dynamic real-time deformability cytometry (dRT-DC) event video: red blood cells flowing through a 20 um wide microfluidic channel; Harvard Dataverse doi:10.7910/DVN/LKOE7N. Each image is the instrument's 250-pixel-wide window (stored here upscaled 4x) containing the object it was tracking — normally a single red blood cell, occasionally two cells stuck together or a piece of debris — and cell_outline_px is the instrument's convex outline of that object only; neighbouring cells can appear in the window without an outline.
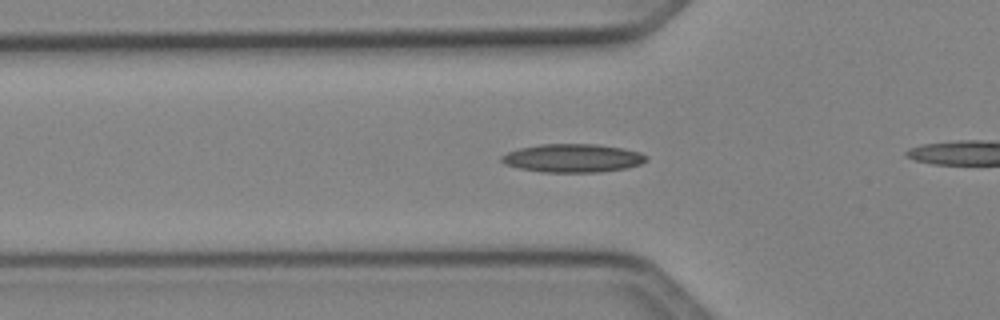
{"species": "Egyptian fruit bat (a non-hibernating species)", "species_latin": "Rousettus aegyptiacus", "temperature_condition": "cold", "stored_images_in_passage": 40, "camera_frame_rate_fps": 3000, "um_per_image_px": 0.085, "animal": {"sex": "female"}, "frame": {"image": 1, "passage_image": 17, "time_ms": 5.333, "image_size_px": [1000, 320], "cell_outline_px": [[648, 160], [640, 164], [628, 168], [600, 172], [540, 172], [520, 168], [504, 164], [500, 160], [500, 156], [508, 152], [520, 148], [540, 144], [596, 144], [620, 148], [640, 152], [648, 156]], "centroid_in_image_um": [48.69, 13.44], "position_along_channel_um": 77.1, "area_um2": 23.99}}
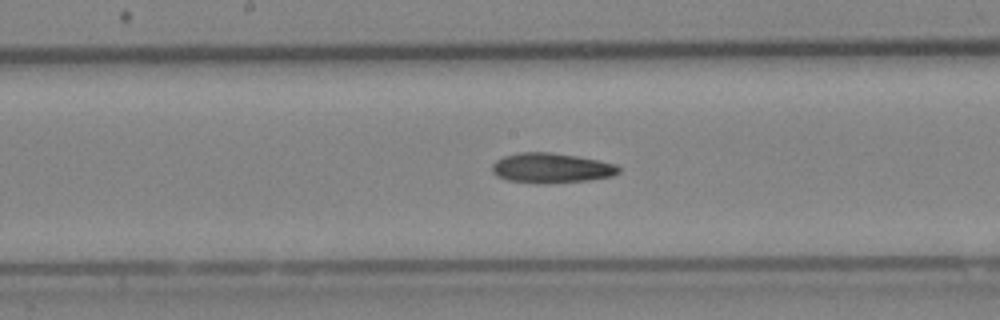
{"frame": {"image": 2, "passage_image": 26, "time_ms": 8.333, "image_size_px": [1000, 320], "cell_outline_px": [[620, 172], [612, 176], [588, 180], [548, 184], [536, 184], [508, 180], [496, 176], [492, 172], [492, 164], [496, 160], [504, 156], [520, 152], [552, 152], [600, 160], [616, 164], [620, 168]], "centroid_in_image_um": [46.85, 14.29], "position_along_channel_um": 201.3, "area_um2": 22.37}}
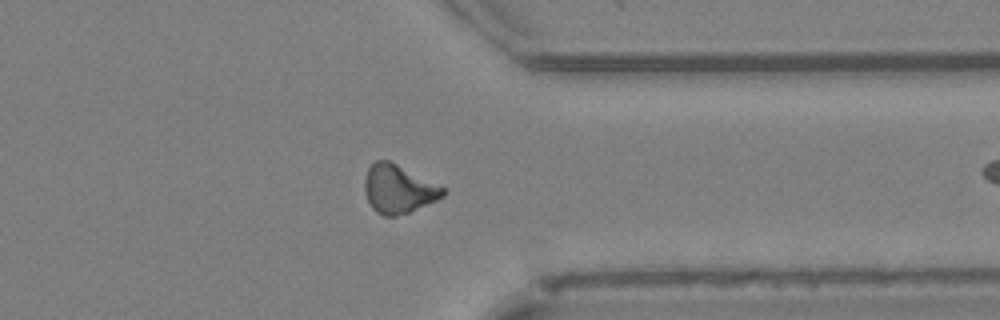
{"frame": {"image": 3, "passage_image": 39, "time_ms": 12.667, "image_size_px": [1000, 320], "cell_outline_px": [[444, 196], [436, 200], [408, 212], [396, 216], [384, 216], [376, 212], [372, 208], [364, 192], [364, 180], [368, 168], [376, 160], [388, 160], [444, 188]], "centroid_in_image_um": [33.81, 16.08], "position_along_channel_um": 377.6, "area_um2": 21.62}}